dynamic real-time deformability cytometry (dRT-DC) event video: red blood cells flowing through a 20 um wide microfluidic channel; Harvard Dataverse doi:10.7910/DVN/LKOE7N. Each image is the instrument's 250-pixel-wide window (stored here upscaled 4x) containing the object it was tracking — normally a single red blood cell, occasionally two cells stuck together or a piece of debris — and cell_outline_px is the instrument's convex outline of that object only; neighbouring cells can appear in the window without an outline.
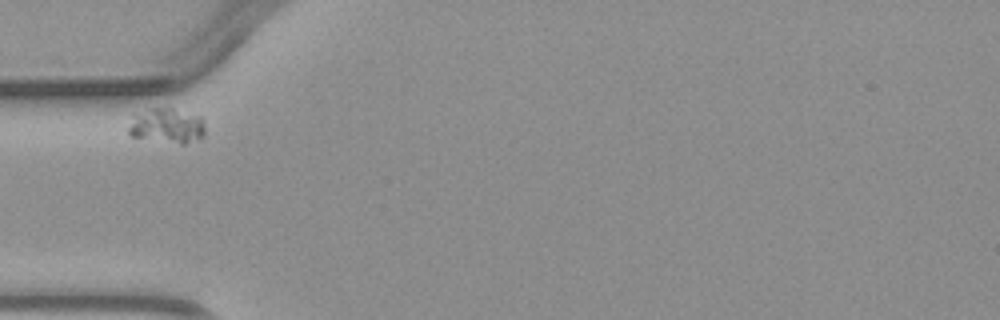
{"species": "common noctule bat (a hibernating species)", "species_latin": "Nyctalus noctula", "temperature_condition": "warm", "stored_images_in_passage": 2, "camera_frame_rate_fps": 3000, "um_per_image_px": 0.085, "animal": {"sex": "male", "body_mass_g": 23.1, "forearm_length_mm": 52.7}, "frame": {"image": 1, "passage_image": 1, "time_ms": 0.0, "image_size_px": [1000, 320], "cell_outline_px": [[204, 136], [184, 144], [180, 144], [132, 136], [128, 132], [128, 128], [136, 116], [152, 108], [172, 108], [200, 116], [204, 120]], "centroid_in_image_um": [14.26, 10.7], "position_along_channel_um": 70.7, "area_um2": 15.14}}
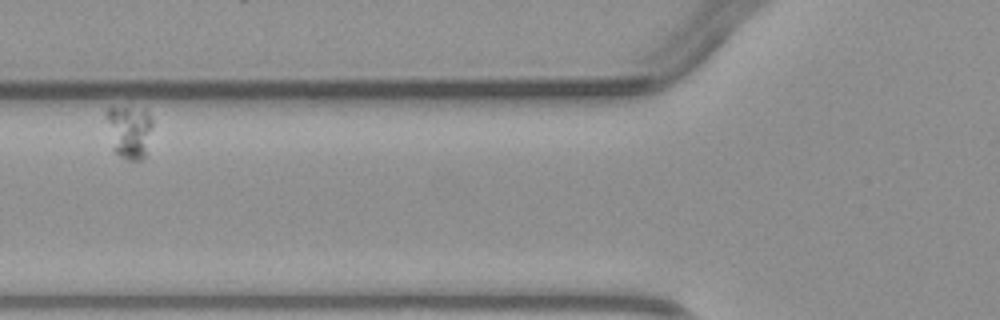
{"frame": {"image": 2, "passage_image": 2, "time_ms": 1.333, "image_size_px": [1000, 320], "cell_outline_px": [[152, 124], [144, 160], [128, 160], [120, 156], [112, 148], [104, 112], [108, 108], [144, 108], [148, 112], [152, 120]], "centroid_in_image_um": [10.97, 11.18], "position_along_channel_um": 114.8, "area_um2": 14.33}}